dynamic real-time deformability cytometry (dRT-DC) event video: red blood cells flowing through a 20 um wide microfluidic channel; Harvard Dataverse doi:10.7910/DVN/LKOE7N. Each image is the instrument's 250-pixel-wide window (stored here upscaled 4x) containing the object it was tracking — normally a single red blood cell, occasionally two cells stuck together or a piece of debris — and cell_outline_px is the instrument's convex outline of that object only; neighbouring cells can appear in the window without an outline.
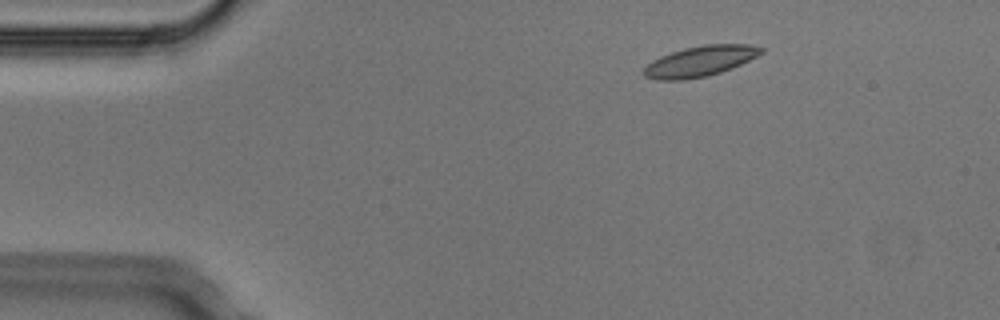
{"species": "Egyptian fruit bat (a non-hibernating species)", "species_latin": "Rousettus aegyptiacus", "temperature_condition": "cold", "stored_images_in_passage": 3, "segment_of_instrument_passage": [1, 2], "camera_frame_rate_fps": 3000, "um_per_image_px": 0.085, "animal": {"sex": "male"}, "frame": {"image": 1, "passage_image": 1, "time_ms": 0.0, "image_size_px": [1000, 320], "cell_outline_px": [[764, 52], [732, 68], [708, 76], [680, 80], [656, 80], [644, 76], [640, 72], [652, 60], [660, 56], [684, 48], [704, 44], [748, 44], [764, 48]], "centroid_in_image_um": [59.47, 5.2], "position_along_channel_um": 25.5, "area_um2": 20.87}}